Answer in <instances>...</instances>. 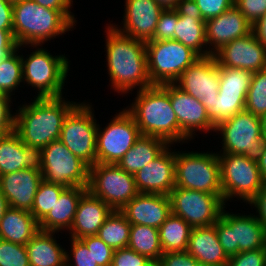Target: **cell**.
I'll use <instances>...</instances> for the list:
<instances>
[{"instance_id": "1", "label": "cell", "mask_w": 266, "mask_h": 266, "mask_svg": "<svg viewBox=\"0 0 266 266\" xmlns=\"http://www.w3.org/2000/svg\"><path fill=\"white\" fill-rule=\"evenodd\" d=\"M107 25L105 62L111 89L123 97L127 93L132 94L135 88L140 91L153 86L147 68L146 42L120 33L111 24Z\"/></svg>"}, {"instance_id": "2", "label": "cell", "mask_w": 266, "mask_h": 266, "mask_svg": "<svg viewBox=\"0 0 266 266\" xmlns=\"http://www.w3.org/2000/svg\"><path fill=\"white\" fill-rule=\"evenodd\" d=\"M18 106L15 114L14 132L24 144L43 148L60 139L61 129L67 115L80 103L60 97H33Z\"/></svg>"}, {"instance_id": "3", "label": "cell", "mask_w": 266, "mask_h": 266, "mask_svg": "<svg viewBox=\"0 0 266 266\" xmlns=\"http://www.w3.org/2000/svg\"><path fill=\"white\" fill-rule=\"evenodd\" d=\"M76 24L71 10L46 8L33 0L13 2V37L18 46H43L45 42L73 31Z\"/></svg>"}, {"instance_id": "4", "label": "cell", "mask_w": 266, "mask_h": 266, "mask_svg": "<svg viewBox=\"0 0 266 266\" xmlns=\"http://www.w3.org/2000/svg\"><path fill=\"white\" fill-rule=\"evenodd\" d=\"M133 102L125 109L134 117L141 135L181 144V129L169 97V83L136 91Z\"/></svg>"}, {"instance_id": "5", "label": "cell", "mask_w": 266, "mask_h": 266, "mask_svg": "<svg viewBox=\"0 0 266 266\" xmlns=\"http://www.w3.org/2000/svg\"><path fill=\"white\" fill-rule=\"evenodd\" d=\"M31 47L33 52L25 57L21 53L23 85L31 86L37 90V98L63 96L67 76L70 75V62L65 53L52 55L42 45L26 46ZM40 47V48H39ZM66 80V81H65Z\"/></svg>"}, {"instance_id": "6", "label": "cell", "mask_w": 266, "mask_h": 266, "mask_svg": "<svg viewBox=\"0 0 266 266\" xmlns=\"http://www.w3.org/2000/svg\"><path fill=\"white\" fill-rule=\"evenodd\" d=\"M175 171V187L222 195L217 153L175 149Z\"/></svg>"}, {"instance_id": "7", "label": "cell", "mask_w": 266, "mask_h": 266, "mask_svg": "<svg viewBox=\"0 0 266 266\" xmlns=\"http://www.w3.org/2000/svg\"><path fill=\"white\" fill-rule=\"evenodd\" d=\"M215 135L221 136L220 152L245 155L259 161L264 153L266 141L261 135L260 117L243 110L215 126Z\"/></svg>"}, {"instance_id": "8", "label": "cell", "mask_w": 266, "mask_h": 266, "mask_svg": "<svg viewBox=\"0 0 266 266\" xmlns=\"http://www.w3.org/2000/svg\"><path fill=\"white\" fill-rule=\"evenodd\" d=\"M217 155L223 201L228 205V201L232 202L236 197L247 206L265 183L257 161L241 154L217 153Z\"/></svg>"}, {"instance_id": "9", "label": "cell", "mask_w": 266, "mask_h": 266, "mask_svg": "<svg viewBox=\"0 0 266 266\" xmlns=\"http://www.w3.org/2000/svg\"><path fill=\"white\" fill-rule=\"evenodd\" d=\"M214 226L219 242L228 257L266 247V228L254 213H237L225 211Z\"/></svg>"}, {"instance_id": "10", "label": "cell", "mask_w": 266, "mask_h": 266, "mask_svg": "<svg viewBox=\"0 0 266 266\" xmlns=\"http://www.w3.org/2000/svg\"><path fill=\"white\" fill-rule=\"evenodd\" d=\"M147 68L153 85L174 83L200 56L176 40L147 41Z\"/></svg>"}, {"instance_id": "11", "label": "cell", "mask_w": 266, "mask_h": 266, "mask_svg": "<svg viewBox=\"0 0 266 266\" xmlns=\"http://www.w3.org/2000/svg\"><path fill=\"white\" fill-rule=\"evenodd\" d=\"M79 103L66 117L60 141L89 167L97 163L98 123L92 103Z\"/></svg>"}, {"instance_id": "12", "label": "cell", "mask_w": 266, "mask_h": 266, "mask_svg": "<svg viewBox=\"0 0 266 266\" xmlns=\"http://www.w3.org/2000/svg\"><path fill=\"white\" fill-rule=\"evenodd\" d=\"M87 190L116 211L139 194L134 175L117 164L96 163L89 167Z\"/></svg>"}, {"instance_id": "13", "label": "cell", "mask_w": 266, "mask_h": 266, "mask_svg": "<svg viewBox=\"0 0 266 266\" xmlns=\"http://www.w3.org/2000/svg\"><path fill=\"white\" fill-rule=\"evenodd\" d=\"M42 179L66 188L87 187L89 166L59 139L42 148Z\"/></svg>"}, {"instance_id": "14", "label": "cell", "mask_w": 266, "mask_h": 266, "mask_svg": "<svg viewBox=\"0 0 266 266\" xmlns=\"http://www.w3.org/2000/svg\"><path fill=\"white\" fill-rule=\"evenodd\" d=\"M171 212L183 218L192 228L208 227L220 218L223 195L174 187L169 193Z\"/></svg>"}, {"instance_id": "15", "label": "cell", "mask_w": 266, "mask_h": 266, "mask_svg": "<svg viewBox=\"0 0 266 266\" xmlns=\"http://www.w3.org/2000/svg\"><path fill=\"white\" fill-rule=\"evenodd\" d=\"M114 116L103 128L98 123L97 163L117 164L141 136L134 117L125 108Z\"/></svg>"}, {"instance_id": "16", "label": "cell", "mask_w": 266, "mask_h": 266, "mask_svg": "<svg viewBox=\"0 0 266 266\" xmlns=\"http://www.w3.org/2000/svg\"><path fill=\"white\" fill-rule=\"evenodd\" d=\"M219 65L214 55L198 58L174 82L181 90L200 100L207 110L219 93Z\"/></svg>"}, {"instance_id": "17", "label": "cell", "mask_w": 266, "mask_h": 266, "mask_svg": "<svg viewBox=\"0 0 266 266\" xmlns=\"http://www.w3.org/2000/svg\"><path fill=\"white\" fill-rule=\"evenodd\" d=\"M169 97L181 129V143L194 140L196 132L214 134L215 126L208 117L205 105L192 95L169 83Z\"/></svg>"}, {"instance_id": "18", "label": "cell", "mask_w": 266, "mask_h": 266, "mask_svg": "<svg viewBox=\"0 0 266 266\" xmlns=\"http://www.w3.org/2000/svg\"><path fill=\"white\" fill-rule=\"evenodd\" d=\"M123 21L110 23L116 30L144 42L153 40L159 16L164 10L155 0H125Z\"/></svg>"}, {"instance_id": "19", "label": "cell", "mask_w": 266, "mask_h": 266, "mask_svg": "<svg viewBox=\"0 0 266 266\" xmlns=\"http://www.w3.org/2000/svg\"><path fill=\"white\" fill-rule=\"evenodd\" d=\"M214 57L220 67L257 72L266 69V47L251 32L218 50Z\"/></svg>"}, {"instance_id": "20", "label": "cell", "mask_w": 266, "mask_h": 266, "mask_svg": "<svg viewBox=\"0 0 266 266\" xmlns=\"http://www.w3.org/2000/svg\"><path fill=\"white\" fill-rule=\"evenodd\" d=\"M171 146L134 174L139 193L169 195L175 187V150Z\"/></svg>"}, {"instance_id": "21", "label": "cell", "mask_w": 266, "mask_h": 266, "mask_svg": "<svg viewBox=\"0 0 266 266\" xmlns=\"http://www.w3.org/2000/svg\"><path fill=\"white\" fill-rule=\"evenodd\" d=\"M252 24L233 5L219 16L205 21L208 52L214 55L227 43L251 33Z\"/></svg>"}, {"instance_id": "22", "label": "cell", "mask_w": 266, "mask_h": 266, "mask_svg": "<svg viewBox=\"0 0 266 266\" xmlns=\"http://www.w3.org/2000/svg\"><path fill=\"white\" fill-rule=\"evenodd\" d=\"M42 148L24 144L12 131L0 139V176L22 169L42 170Z\"/></svg>"}, {"instance_id": "23", "label": "cell", "mask_w": 266, "mask_h": 266, "mask_svg": "<svg viewBox=\"0 0 266 266\" xmlns=\"http://www.w3.org/2000/svg\"><path fill=\"white\" fill-rule=\"evenodd\" d=\"M131 225L159 228L171 212L168 195L139 193L121 210Z\"/></svg>"}, {"instance_id": "24", "label": "cell", "mask_w": 266, "mask_h": 266, "mask_svg": "<svg viewBox=\"0 0 266 266\" xmlns=\"http://www.w3.org/2000/svg\"><path fill=\"white\" fill-rule=\"evenodd\" d=\"M41 171L22 169L0 176V189L9 207L31 211L38 186L42 181Z\"/></svg>"}, {"instance_id": "25", "label": "cell", "mask_w": 266, "mask_h": 266, "mask_svg": "<svg viewBox=\"0 0 266 266\" xmlns=\"http://www.w3.org/2000/svg\"><path fill=\"white\" fill-rule=\"evenodd\" d=\"M113 209L102 199L93 196L88 190L81 196L68 238L82 239L97 235Z\"/></svg>"}, {"instance_id": "26", "label": "cell", "mask_w": 266, "mask_h": 266, "mask_svg": "<svg viewBox=\"0 0 266 266\" xmlns=\"http://www.w3.org/2000/svg\"><path fill=\"white\" fill-rule=\"evenodd\" d=\"M87 187H69L59 196L49 213L39 222V229L46 232H68L72 226L77 205Z\"/></svg>"}, {"instance_id": "27", "label": "cell", "mask_w": 266, "mask_h": 266, "mask_svg": "<svg viewBox=\"0 0 266 266\" xmlns=\"http://www.w3.org/2000/svg\"><path fill=\"white\" fill-rule=\"evenodd\" d=\"M186 251L198 262L211 266H225L229 261L214 225L192 228Z\"/></svg>"}, {"instance_id": "28", "label": "cell", "mask_w": 266, "mask_h": 266, "mask_svg": "<svg viewBox=\"0 0 266 266\" xmlns=\"http://www.w3.org/2000/svg\"><path fill=\"white\" fill-rule=\"evenodd\" d=\"M55 232H39L25 245L30 266H66V248Z\"/></svg>"}, {"instance_id": "29", "label": "cell", "mask_w": 266, "mask_h": 266, "mask_svg": "<svg viewBox=\"0 0 266 266\" xmlns=\"http://www.w3.org/2000/svg\"><path fill=\"white\" fill-rule=\"evenodd\" d=\"M39 230L30 211L9 207L0 222V239L26 245Z\"/></svg>"}, {"instance_id": "30", "label": "cell", "mask_w": 266, "mask_h": 266, "mask_svg": "<svg viewBox=\"0 0 266 266\" xmlns=\"http://www.w3.org/2000/svg\"><path fill=\"white\" fill-rule=\"evenodd\" d=\"M168 145L164 139L141 135L117 165L127 173L134 175L153 161Z\"/></svg>"}, {"instance_id": "31", "label": "cell", "mask_w": 266, "mask_h": 266, "mask_svg": "<svg viewBox=\"0 0 266 266\" xmlns=\"http://www.w3.org/2000/svg\"><path fill=\"white\" fill-rule=\"evenodd\" d=\"M175 40L191 48L200 57L211 55L206 44L205 21L203 18L179 15L175 27Z\"/></svg>"}, {"instance_id": "32", "label": "cell", "mask_w": 266, "mask_h": 266, "mask_svg": "<svg viewBox=\"0 0 266 266\" xmlns=\"http://www.w3.org/2000/svg\"><path fill=\"white\" fill-rule=\"evenodd\" d=\"M158 230L163 253L187 250L192 227L183 218L171 213Z\"/></svg>"}, {"instance_id": "33", "label": "cell", "mask_w": 266, "mask_h": 266, "mask_svg": "<svg viewBox=\"0 0 266 266\" xmlns=\"http://www.w3.org/2000/svg\"><path fill=\"white\" fill-rule=\"evenodd\" d=\"M128 248L147 256L155 264L160 260L163 249L158 228L145 225H131Z\"/></svg>"}, {"instance_id": "34", "label": "cell", "mask_w": 266, "mask_h": 266, "mask_svg": "<svg viewBox=\"0 0 266 266\" xmlns=\"http://www.w3.org/2000/svg\"><path fill=\"white\" fill-rule=\"evenodd\" d=\"M253 72L219 66V97L246 98Z\"/></svg>"}, {"instance_id": "35", "label": "cell", "mask_w": 266, "mask_h": 266, "mask_svg": "<svg viewBox=\"0 0 266 266\" xmlns=\"http://www.w3.org/2000/svg\"><path fill=\"white\" fill-rule=\"evenodd\" d=\"M130 227L126 216L121 211L113 210L97 235L114 250L121 249L128 246Z\"/></svg>"}, {"instance_id": "36", "label": "cell", "mask_w": 266, "mask_h": 266, "mask_svg": "<svg viewBox=\"0 0 266 266\" xmlns=\"http://www.w3.org/2000/svg\"><path fill=\"white\" fill-rule=\"evenodd\" d=\"M24 47L25 45H19L0 63V89L11 98L15 92H19L16 90L23 84L22 58L19 50Z\"/></svg>"}, {"instance_id": "37", "label": "cell", "mask_w": 266, "mask_h": 266, "mask_svg": "<svg viewBox=\"0 0 266 266\" xmlns=\"http://www.w3.org/2000/svg\"><path fill=\"white\" fill-rule=\"evenodd\" d=\"M66 187L42 180L34 197L31 214L40 222L53 208L61 193Z\"/></svg>"}, {"instance_id": "38", "label": "cell", "mask_w": 266, "mask_h": 266, "mask_svg": "<svg viewBox=\"0 0 266 266\" xmlns=\"http://www.w3.org/2000/svg\"><path fill=\"white\" fill-rule=\"evenodd\" d=\"M245 110L257 117L266 113V69L253 73L246 95Z\"/></svg>"}, {"instance_id": "39", "label": "cell", "mask_w": 266, "mask_h": 266, "mask_svg": "<svg viewBox=\"0 0 266 266\" xmlns=\"http://www.w3.org/2000/svg\"><path fill=\"white\" fill-rule=\"evenodd\" d=\"M246 98L219 97L213 100V108L208 111V117L214 126L228 120L232 116L245 110Z\"/></svg>"}, {"instance_id": "40", "label": "cell", "mask_w": 266, "mask_h": 266, "mask_svg": "<svg viewBox=\"0 0 266 266\" xmlns=\"http://www.w3.org/2000/svg\"><path fill=\"white\" fill-rule=\"evenodd\" d=\"M0 266H30L26 246L0 239Z\"/></svg>"}, {"instance_id": "41", "label": "cell", "mask_w": 266, "mask_h": 266, "mask_svg": "<svg viewBox=\"0 0 266 266\" xmlns=\"http://www.w3.org/2000/svg\"><path fill=\"white\" fill-rule=\"evenodd\" d=\"M69 241L71 248L66 250V266H98L92 252L80 239L70 238Z\"/></svg>"}, {"instance_id": "42", "label": "cell", "mask_w": 266, "mask_h": 266, "mask_svg": "<svg viewBox=\"0 0 266 266\" xmlns=\"http://www.w3.org/2000/svg\"><path fill=\"white\" fill-rule=\"evenodd\" d=\"M178 17L179 14L175 9H164L159 16L153 40L150 41L175 40Z\"/></svg>"}, {"instance_id": "43", "label": "cell", "mask_w": 266, "mask_h": 266, "mask_svg": "<svg viewBox=\"0 0 266 266\" xmlns=\"http://www.w3.org/2000/svg\"><path fill=\"white\" fill-rule=\"evenodd\" d=\"M92 252L94 261L98 266H107L112 262L114 249L108 246L98 235L87 236L80 239Z\"/></svg>"}, {"instance_id": "44", "label": "cell", "mask_w": 266, "mask_h": 266, "mask_svg": "<svg viewBox=\"0 0 266 266\" xmlns=\"http://www.w3.org/2000/svg\"><path fill=\"white\" fill-rule=\"evenodd\" d=\"M112 262L117 266H155L147 256L125 247L114 251Z\"/></svg>"}, {"instance_id": "45", "label": "cell", "mask_w": 266, "mask_h": 266, "mask_svg": "<svg viewBox=\"0 0 266 266\" xmlns=\"http://www.w3.org/2000/svg\"><path fill=\"white\" fill-rule=\"evenodd\" d=\"M225 266H266V247L239 252L229 257Z\"/></svg>"}, {"instance_id": "46", "label": "cell", "mask_w": 266, "mask_h": 266, "mask_svg": "<svg viewBox=\"0 0 266 266\" xmlns=\"http://www.w3.org/2000/svg\"><path fill=\"white\" fill-rule=\"evenodd\" d=\"M234 5L251 24L266 13V0H234Z\"/></svg>"}, {"instance_id": "47", "label": "cell", "mask_w": 266, "mask_h": 266, "mask_svg": "<svg viewBox=\"0 0 266 266\" xmlns=\"http://www.w3.org/2000/svg\"><path fill=\"white\" fill-rule=\"evenodd\" d=\"M204 21L219 16L234 5V0H194Z\"/></svg>"}, {"instance_id": "48", "label": "cell", "mask_w": 266, "mask_h": 266, "mask_svg": "<svg viewBox=\"0 0 266 266\" xmlns=\"http://www.w3.org/2000/svg\"><path fill=\"white\" fill-rule=\"evenodd\" d=\"M198 261L187 251L166 252L155 266H195Z\"/></svg>"}, {"instance_id": "49", "label": "cell", "mask_w": 266, "mask_h": 266, "mask_svg": "<svg viewBox=\"0 0 266 266\" xmlns=\"http://www.w3.org/2000/svg\"><path fill=\"white\" fill-rule=\"evenodd\" d=\"M13 101L11 97H0V130L4 134L14 131L15 114L12 110L15 108H11Z\"/></svg>"}, {"instance_id": "50", "label": "cell", "mask_w": 266, "mask_h": 266, "mask_svg": "<svg viewBox=\"0 0 266 266\" xmlns=\"http://www.w3.org/2000/svg\"><path fill=\"white\" fill-rule=\"evenodd\" d=\"M248 204L255 209V216L266 228V182L262 189L249 201Z\"/></svg>"}, {"instance_id": "51", "label": "cell", "mask_w": 266, "mask_h": 266, "mask_svg": "<svg viewBox=\"0 0 266 266\" xmlns=\"http://www.w3.org/2000/svg\"><path fill=\"white\" fill-rule=\"evenodd\" d=\"M18 45L13 37V30L0 29V63L17 49Z\"/></svg>"}, {"instance_id": "52", "label": "cell", "mask_w": 266, "mask_h": 266, "mask_svg": "<svg viewBox=\"0 0 266 266\" xmlns=\"http://www.w3.org/2000/svg\"><path fill=\"white\" fill-rule=\"evenodd\" d=\"M0 29L13 30V2L0 0Z\"/></svg>"}, {"instance_id": "53", "label": "cell", "mask_w": 266, "mask_h": 266, "mask_svg": "<svg viewBox=\"0 0 266 266\" xmlns=\"http://www.w3.org/2000/svg\"><path fill=\"white\" fill-rule=\"evenodd\" d=\"M179 15L202 18L199 7L194 0H180L175 7Z\"/></svg>"}, {"instance_id": "54", "label": "cell", "mask_w": 266, "mask_h": 266, "mask_svg": "<svg viewBox=\"0 0 266 266\" xmlns=\"http://www.w3.org/2000/svg\"><path fill=\"white\" fill-rule=\"evenodd\" d=\"M251 32L266 47V13L252 24Z\"/></svg>"}, {"instance_id": "55", "label": "cell", "mask_w": 266, "mask_h": 266, "mask_svg": "<svg viewBox=\"0 0 266 266\" xmlns=\"http://www.w3.org/2000/svg\"><path fill=\"white\" fill-rule=\"evenodd\" d=\"M37 4L55 10H70L73 6V0H33Z\"/></svg>"}, {"instance_id": "56", "label": "cell", "mask_w": 266, "mask_h": 266, "mask_svg": "<svg viewBox=\"0 0 266 266\" xmlns=\"http://www.w3.org/2000/svg\"><path fill=\"white\" fill-rule=\"evenodd\" d=\"M258 167L264 182H266V143L264 145V153L260 160L257 162Z\"/></svg>"}, {"instance_id": "57", "label": "cell", "mask_w": 266, "mask_h": 266, "mask_svg": "<svg viewBox=\"0 0 266 266\" xmlns=\"http://www.w3.org/2000/svg\"><path fill=\"white\" fill-rule=\"evenodd\" d=\"M8 208H9L8 201L5 195L3 194L2 190L0 189V222Z\"/></svg>"}, {"instance_id": "58", "label": "cell", "mask_w": 266, "mask_h": 266, "mask_svg": "<svg viewBox=\"0 0 266 266\" xmlns=\"http://www.w3.org/2000/svg\"><path fill=\"white\" fill-rule=\"evenodd\" d=\"M163 9H175L180 0H155Z\"/></svg>"}, {"instance_id": "59", "label": "cell", "mask_w": 266, "mask_h": 266, "mask_svg": "<svg viewBox=\"0 0 266 266\" xmlns=\"http://www.w3.org/2000/svg\"><path fill=\"white\" fill-rule=\"evenodd\" d=\"M261 122V135L266 141V113L260 117Z\"/></svg>"}, {"instance_id": "60", "label": "cell", "mask_w": 266, "mask_h": 266, "mask_svg": "<svg viewBox=\"0 0 266 266\" xmlns=\"http://www.w3.org/2000/svg\"><path fill=\"white\" fill-rule=\"evenodd\" d=\"M195 266H211L205 263L197 262Z\"/></svg>"}, {"instance_id": "61", "label": "cell", "mask_w": 266, "mask_h": 266, "mask_svg": "<svg viewBox=\"0 0 266 266\" xmlns=\"http://www.w3.org/2000/svg\"><path fill=\"white\" fill-rule=\"evenodd\" d=\"M0 97H10V96L5 95V94L3 93V91L0 89Z\"/></svg>"}, {"instance_id": "62", "label": "cell", "mask_w": 266, "mask_h": 266, "mask_svg": "<svg viewBox=\"0 0 266 266\" xmlns=\"http://www.w3.org/2000/svg\"><path fill=\"white\" fill-rule=\"evenodd\" d=\"M5 134L0 130V139L4 136Z\"/></svg>"}, {"instance_id": "63", "label": "cell", "mask_w": 266, "mask_h": 266, "mask_svg": "<svg viewBox=\"0 0 266 266\" xmlns=\"http://www.w3.org/2000/svg\"><path fill=\"white\" fill-rule=\"evenodd\" d=\"M107 266H117L116 264H114L113 262H111L110 264H108Z\"/></svg>"}]
</instances>
